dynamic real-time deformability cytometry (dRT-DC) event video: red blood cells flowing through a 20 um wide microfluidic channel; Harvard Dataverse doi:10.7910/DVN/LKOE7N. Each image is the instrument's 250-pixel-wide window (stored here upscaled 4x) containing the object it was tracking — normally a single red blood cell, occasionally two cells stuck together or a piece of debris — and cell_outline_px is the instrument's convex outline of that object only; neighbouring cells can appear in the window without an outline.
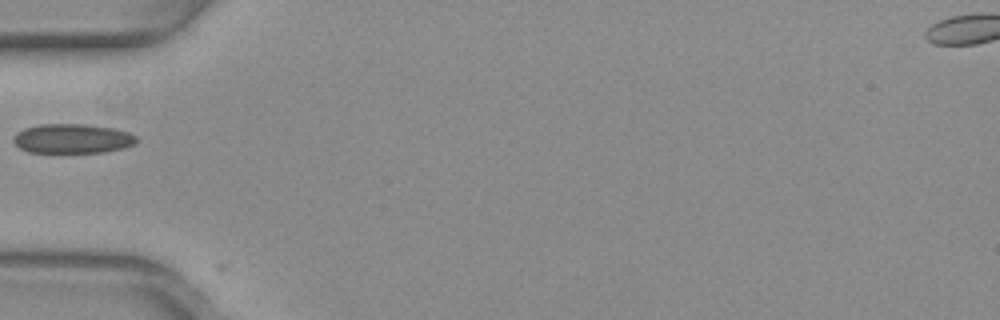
{"species": "common noctule bat (a hibernating species)", "species_latin": "Nyctalus noctula", "temperature_condition": "warm", "stored_images_in_passage": 2, "camera_frame_rate_fps": 3000, "um_per_image_px": 0.085, "animal": {"sex": "female", "body_mass_g": 29.2, "forearm_length_mm": 56.3}, "frame": {"image": 1, "passage_image": 1, "time_ms": 0.0, "image_size_px": [1000, 320], "cell_outline_px": [[136, 144], [124, 148], [104, 152], [28, 152], [20, 148], [12, 140], [12, 136], [16, 132], [24, 128], [40, 124], [84, 124], [116, 128], [128, 132], [136, 136]], "centroid_in_image_um": [6.15, 11.77], "position_along_channel_um": 78.9, "area_um2": 21.27}}